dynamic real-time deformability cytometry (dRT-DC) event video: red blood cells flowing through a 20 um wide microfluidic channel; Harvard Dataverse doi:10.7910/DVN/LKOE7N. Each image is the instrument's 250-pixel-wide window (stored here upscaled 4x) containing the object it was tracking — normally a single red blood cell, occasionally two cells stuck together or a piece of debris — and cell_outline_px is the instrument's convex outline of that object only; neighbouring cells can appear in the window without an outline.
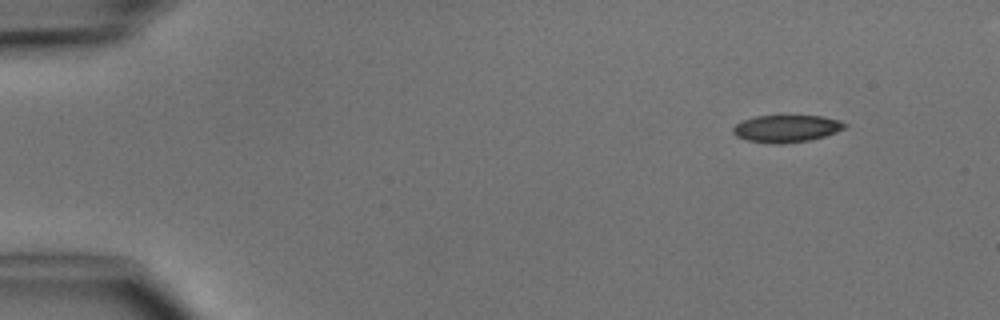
{"species": "common noctule bat (a hibernating species)", "species_latin": "Nyctalus noctula", "temperature_condition": "cold", "stored_images_in_passage": 5, "camera_frame_rate_fps": 3000, "um_per_image_px": 0.085, "animal": {"sex": "male", "body_mass_g": 15.6}, "frame": {"image": 1, "passage_image": 1, "time_ms": 0.0, "image_size_px": [1000, 320], "cell_outline_px": [[848, 124], [844, 128], [836, 132], [824, 136], [808, 140], [784, 144], [776, 144], [744, 140], [736, 136], [732, 132], [732, 128], [740, 120], [756, 116], [824, 116], [840, 120]], "centroid_in_image_um": [66.81, 10.93], "position_along_channel_um": 18.2, "area_um2": 17.86}}
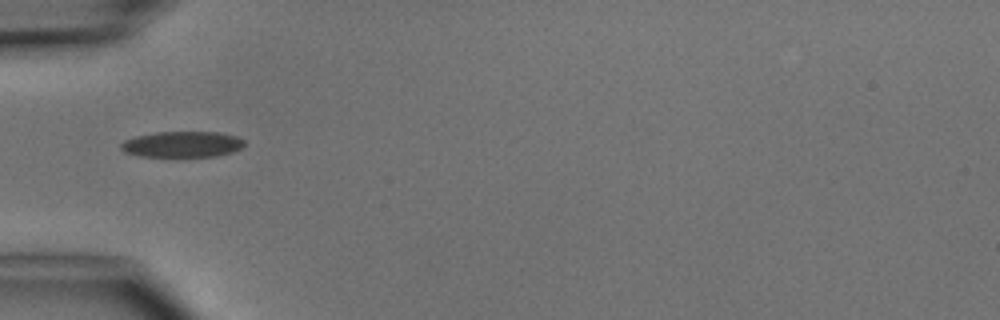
{"frame": {"image": 2, "passage_image": 4, "time_ms": 3.667, "image_size_px": [1000, 320], "cell_outline_px": [[244, 144], [240, 148], [232, 152], [216, 156], [176, 160], [140, 156], [124, 152], [120, 148], [120, 144], [124, 140], [136, 136], [156, 132], [220, 132], [236, 136], [244, 140]], "centroid_in_image_um": [15.45, 12.32], "position_along_channel_um": 69.5, "area_um2": 19.65}}